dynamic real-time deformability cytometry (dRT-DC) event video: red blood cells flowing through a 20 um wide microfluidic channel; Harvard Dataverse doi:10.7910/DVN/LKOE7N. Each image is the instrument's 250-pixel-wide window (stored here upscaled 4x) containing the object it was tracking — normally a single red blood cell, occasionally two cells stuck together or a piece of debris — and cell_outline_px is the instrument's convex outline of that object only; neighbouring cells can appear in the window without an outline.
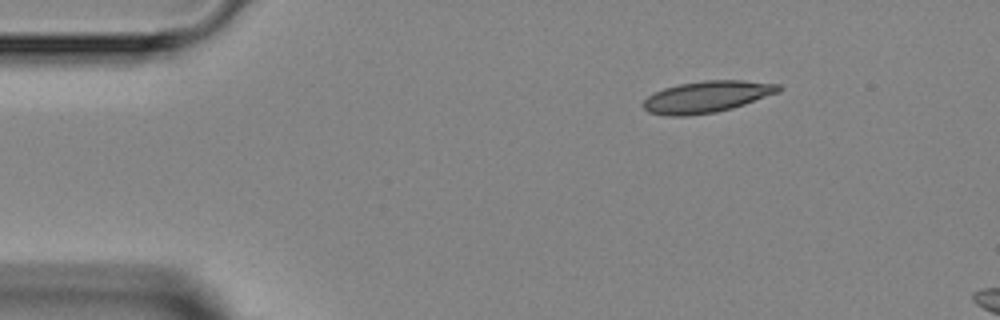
{"species": "Egyptian fruit bat (a non-hibernating species)", "species_latin": "Rousettus aegyptiacus", "temperature_condition": "room temperature", "stored_images_in_passage": 4, "camera_frame_rate_fps": 3000, "um_per_image_px": 0.085, "animal": {"sex": "female"}, "frame": {"image": 1, "passage_image": 1, "time_ms": 0.0, "image_size_px": [1000, 320], "cell_outline_px": [[780, 92], [732, 108], [716, 112], [688, 116], [668, 116], [648, 112], [640, 104], [648, 96], [664, 88], [680, 84], [704, 80], [744, 80], [780, 84]], "centroid_in_image_um": [60.07, 8.23], "position_along_channel_um": 24.9, "area_um2": 24.91}}
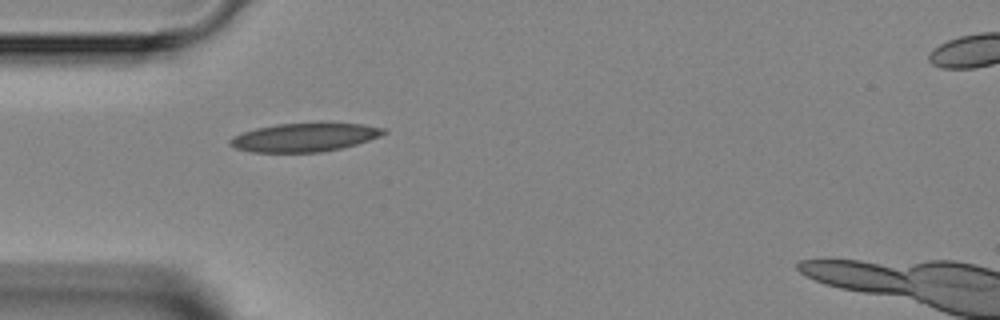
{"frame": {"image": 2, "passage_image": 3, "time_ms": 2.333, "image_size_px": [1000, 320], "cell_outline_px": [[388, 132], [380, 136], [356, 144], [340, 148], [320, 152], [252, 152], [236, 148], [228, 144], [228, 140], [232, 136], [256, 128], [276, 124], [320, 120], [328, 120], [364, 124], [384, 128]], "centroid_in_image_um": [25.93, 11.62], "position_along_channel_um": 59.1, "area_um2": 26.53}}